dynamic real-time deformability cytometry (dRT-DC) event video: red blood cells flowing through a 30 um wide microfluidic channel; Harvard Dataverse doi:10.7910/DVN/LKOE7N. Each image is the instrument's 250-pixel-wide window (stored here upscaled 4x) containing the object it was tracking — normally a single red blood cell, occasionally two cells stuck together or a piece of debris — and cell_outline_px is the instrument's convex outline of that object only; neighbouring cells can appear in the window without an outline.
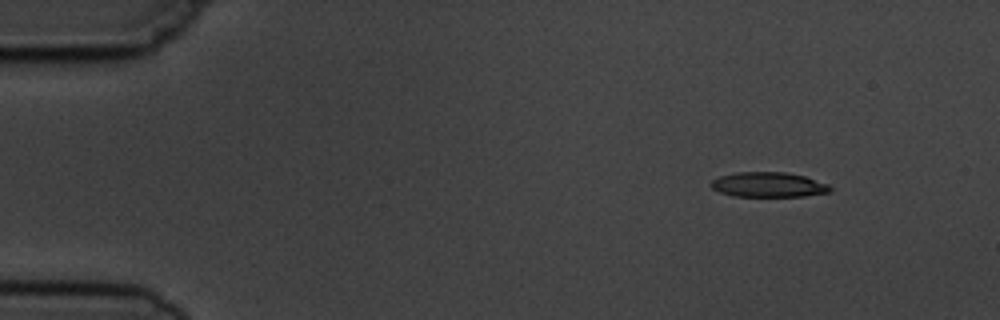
{"species": "common noctule bat (a hibernating species)", "species_latin": "Nyctalus noctula", "temperature_condition": "cold", "stored_images_in_passage": 6, "camera_frame_rate_fps": 3000, "um_per_image_px": 0.085, "animal": {"sex": "male", "body_mass_g": 19.5, "forearm_length_mm": 54.6}, "frame": {"image": 1, "passage_image": 2, "time_ms": 1.333, "image_size_px": [1000, 320], "cell_outline_px": [[832, 188], [828, 192], [804, 196], [732, 196], [720, 192], [712, 188], [708, 184], [712, 180], [720, 176], [736, 172], [788, 172], [804, 176], [828, 184]], "centroid_in_image_um": [65.28, 15.69], "position_along_channel_um": 19.7, "area_um2": 17.28}}